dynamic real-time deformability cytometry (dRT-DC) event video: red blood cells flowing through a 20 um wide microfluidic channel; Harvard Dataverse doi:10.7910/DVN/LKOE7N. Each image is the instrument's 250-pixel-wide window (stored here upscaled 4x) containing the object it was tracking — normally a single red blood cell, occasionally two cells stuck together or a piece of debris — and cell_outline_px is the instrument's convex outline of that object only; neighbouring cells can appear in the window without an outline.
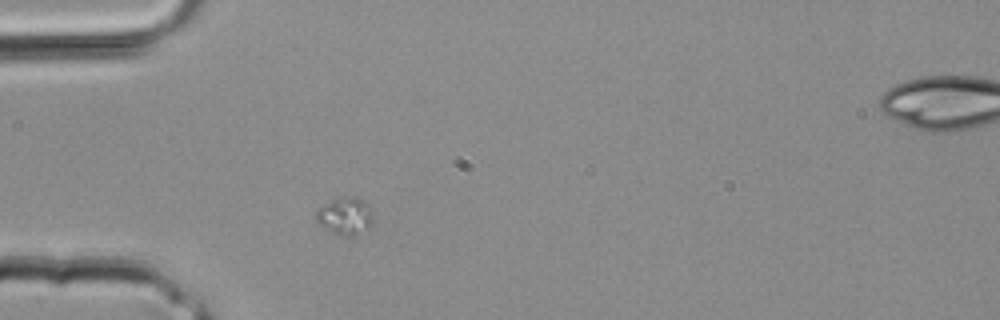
{"species": "common noctule bat (a hibernating species)", "species_latin": "Nyctalus noctula", "temperature_condition": "room temperature", "stored_images_in_passage": 2, "camera_frame_rate_fps": 3000, "um_per_image_px": 0.085, "animal": {"sex": "male", "body_mass_g": 20.4}, "frame": {"image": 1, "passage_image": 1, "time_ms": 0.0, "image_size_px": [1000, 320], "cell_outline_px": [[372, 224], [368, 228], [352, 236], [340, 236], [320, 224], [316, 220], [316, 212], [320, 208], [332, 200], [340, 196], [352, 196], [364, 200], [368, 204], [372, 212]], "centroid_in_image_um": [29.37, 18.34], "position_along_channel_um": 55.6, "area_um2": 12.25}}